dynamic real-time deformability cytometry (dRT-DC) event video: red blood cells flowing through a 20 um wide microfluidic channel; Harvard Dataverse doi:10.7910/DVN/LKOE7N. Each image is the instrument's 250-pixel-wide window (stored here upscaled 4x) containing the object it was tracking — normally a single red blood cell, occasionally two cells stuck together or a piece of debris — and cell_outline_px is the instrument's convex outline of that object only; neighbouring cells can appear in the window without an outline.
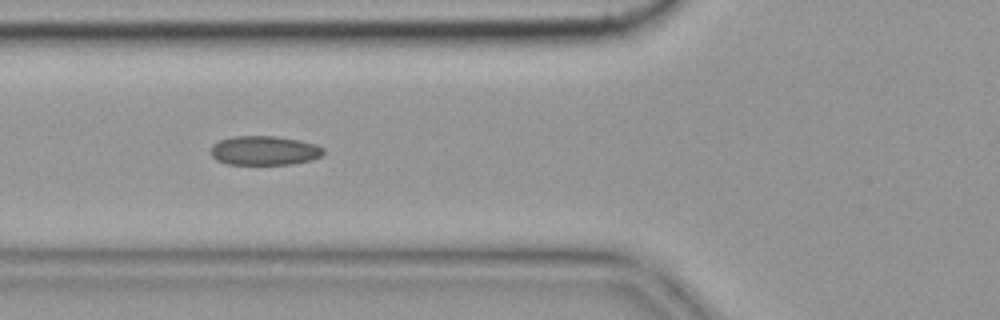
{"species": "common noctule bat (a hibernating species)", "species_latin": "Nyctalus noctula", "temperature_condition": "cold", "stored_images_in_passage": 41, "camera_frame_rate_fps": 3000, "um_per_image_px": 0.085, "animal": {"sex": "female", "body_mass_g": 19.9}, "frame": {"image": 1, "passage_image": 7, "time_ms": 2.0, "image_size_px": [1000, 320], "cell_outline_px": [[324, 152], [320, 156], [312, 160], [292, 164], [228, 164], [216, 160], [212, 156], [212, 144], [220, 140], [232, 136], [276, 136], [300, 140], [316, 144], [324, 148]], "centroid_in_image_um": [22.49, 12.79], "position_along_channel_um": 103.3, "area_um2": 19.25}, "authors_computed_cell_mechanics": {"area_um2": 18.9006, "velocity_mm_per_s": 3.6531, "shape_relaxation_time_tau1_ms": null, "shape_relaxation_time_tau2_ms": 2.384, "deformation_change_tau1": null, "deformation_change_tau2": 0.0826}}